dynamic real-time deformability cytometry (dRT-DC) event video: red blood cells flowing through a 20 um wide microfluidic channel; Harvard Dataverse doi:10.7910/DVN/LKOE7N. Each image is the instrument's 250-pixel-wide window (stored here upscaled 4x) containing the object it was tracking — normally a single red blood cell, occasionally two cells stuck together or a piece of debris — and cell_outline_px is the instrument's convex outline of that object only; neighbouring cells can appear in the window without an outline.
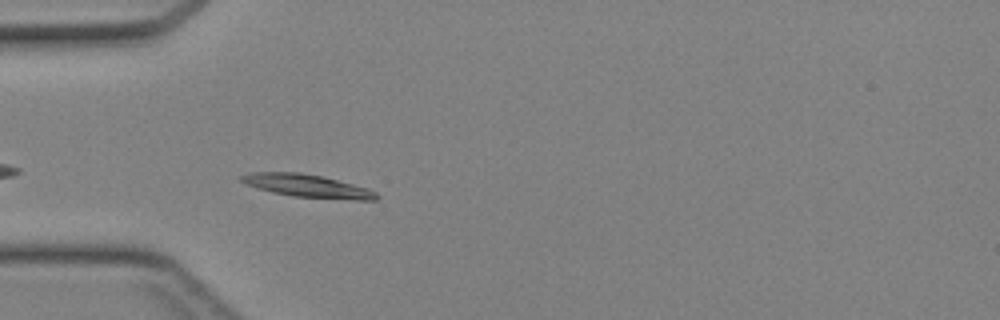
{"species": "Egyptian fruit bat (a non-hibernating species)", "species_latin": "Rousettus aegyptiacus", "temperature_condition": "cold", "stored_images_in_passage": 34, "camera_frame_rate_fps": 3000, "um_per_image_px": 0.085, "animal": {"sex": "female"}, "frame": {"image": 1, "passage_image": 3, "time_ms": 0.667, "image_size_px": [1000, 320], "cell_outline_px": [[380, 196], [376, 200], [356, 200], [292, 196], [272, 192], [248, 184], [240, 180], [240, 176], [252, 172], [300, 172], [324, 176], [368, 188], [376, 192]], "centroid_in_image_um": [26.19, 15.8], "position_along_channel_um": 58.8, "area_um2": 17.98}}
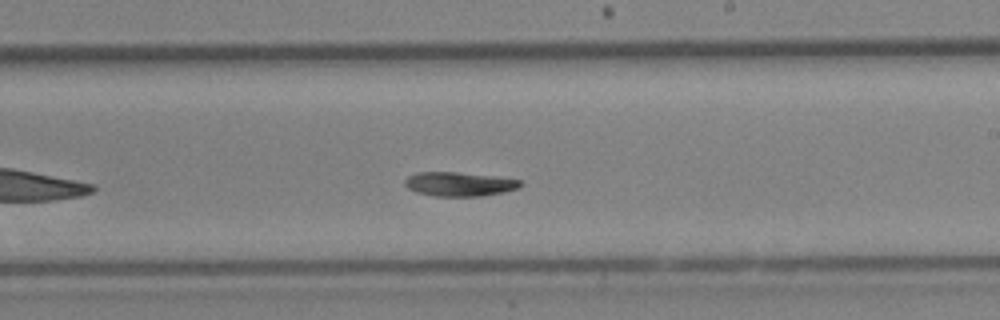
{"frame": {"image": 2, "passage_image": 16, "time_ms": 5.0, "image_size_px": [1000, 320], "cell_outline_px": [[524, 184], [520, 188], [504, 192], [480, 196], [436, 196], [416, 192], [408, 188], [404, 184], [404, 180], [408, 176], [416, 172], [456, 172], [492, 176], [520, 180]], "centroid_in_image_um": [39.04, 15.65], "position_along_channel_um": 250.0, "area_um2": 16.24}}
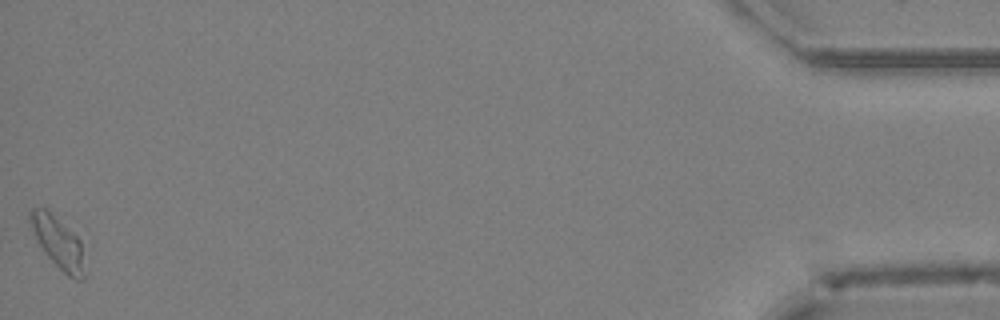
{"frame": {"image": 3, "passage_image": 34, "time_ms": 11.0, "image_size_px": [1000, 320], "cell_outline_px": [[84, 280], [76, 280], [68, 276], [44, 252], [28, 220], [28, 212], [32, 208], [48, 208], [80, 240], [84, 276]], "centroid_in_image_um": [4.91, 20.56], "position_along_channel_um": 430.3, "area_um2": 15.95}}